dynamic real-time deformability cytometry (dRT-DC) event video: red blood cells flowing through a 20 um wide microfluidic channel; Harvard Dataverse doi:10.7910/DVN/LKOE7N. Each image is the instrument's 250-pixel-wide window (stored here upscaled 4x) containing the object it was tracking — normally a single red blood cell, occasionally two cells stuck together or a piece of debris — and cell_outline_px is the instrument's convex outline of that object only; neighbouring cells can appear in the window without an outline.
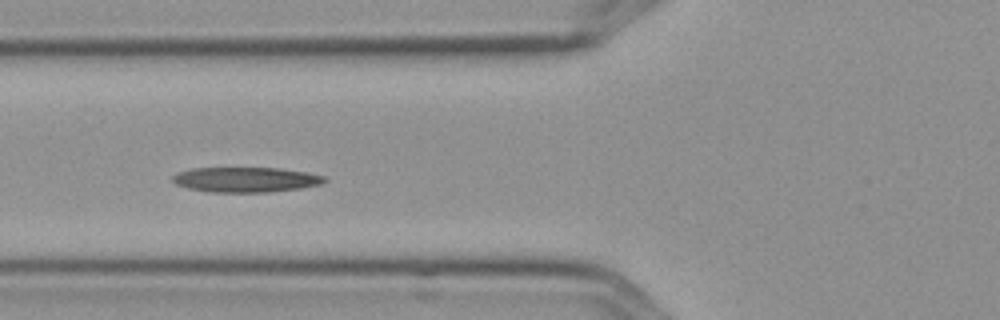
{"species": "Egyptian fruit bat (a non-hibernating species)", "species_latin": "Rousettus aegyptiacus", "temperature_condition": "cold", "stored_images_in_passage": 5, "camera_frame_rate_fps": 3000, "um_per_image_px": 0.085, "frame": {"image": 1, "passage_image": 4, "time_ms": 1.0, "image_size_px": [1000, 320], "cell_outline_px": [[328, 180], [320, 184], [300, 188], [268, 192], [212, 192], [188, 188], [176, 184], [172, 180], [172, 176], [180, 172], [192, 168], [280, 168], [308, 172], [324, 176]], "centroid_in_image_um": [20.91, 15.26], "position_along_channel_um": 104.9, "area_um2": 22.08}}
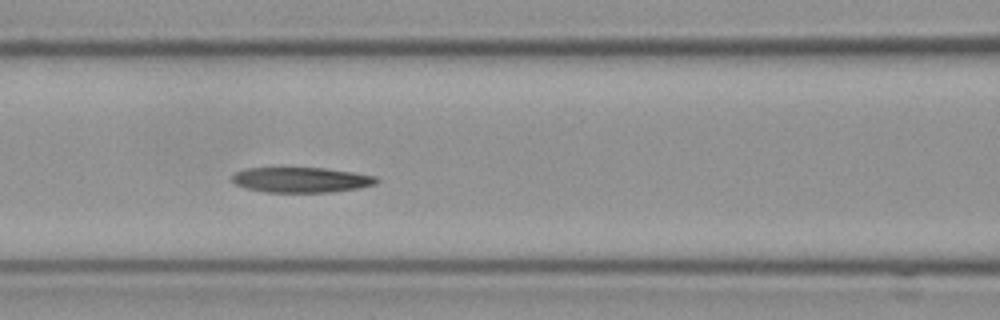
{"frame": {"image": 2, "passage_image": 5, "time_ms": 1.333, "image_size_px": [1000, 320], "cell_outline_px": [[380, 180], [376, 184], [360, 188], [332, 192], [264, 192], [244, 188], [236, 184], [232, 180], [232, 176], [236, 172], [244, 168], [324, 168], [352, 172], [376, 176]], "centroid_in_image_um": [25.61, 15.29], "position_along_channel_um": 141.0, "area_um2": 21.33}}